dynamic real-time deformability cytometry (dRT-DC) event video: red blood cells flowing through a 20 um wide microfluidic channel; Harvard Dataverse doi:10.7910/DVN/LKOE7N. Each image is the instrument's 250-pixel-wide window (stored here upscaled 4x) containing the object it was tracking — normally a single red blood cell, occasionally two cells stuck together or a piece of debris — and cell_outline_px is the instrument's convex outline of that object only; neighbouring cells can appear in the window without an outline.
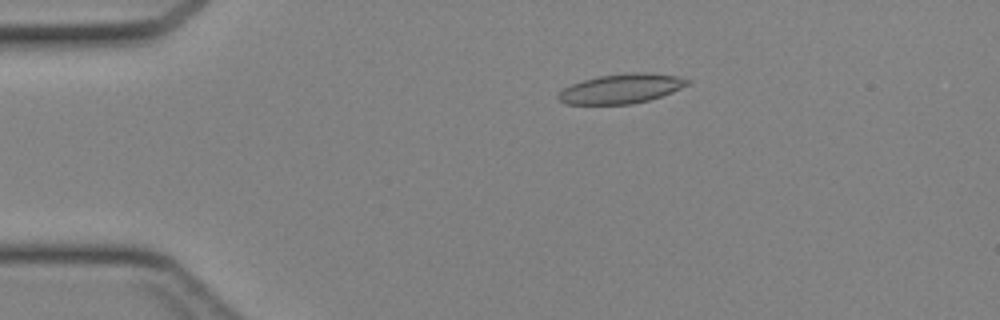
{"species": "Egyptian fruit bat (a non-hibernating species)", "species_latin": "Rousettus aegyptiacus", "temperature_condition": "cold", "stored_images_in_passage": 44, "camera_frame_rate_fps": 3000, "um_per_image_px": 0.085, "animal": {"sex": "female"}, "frame": {"image": 1, "passage_image": 9, "time_ms": 2.667, "image_size_px": [1000, 320], "cell_outline_px": [[692, 80], [688, 84], [672, 92], [648, 100], [632, 104], [568, 104], [560, 100], [556, 96], [564, 88], [572, 84], [584, 80], [600, 76], [628, 72], [648, 72], [680, 76]], "centroid_in_image_um": [52.85, 7.52], "position_along_channel_um": 32.2, "area_um2": 22.14}}
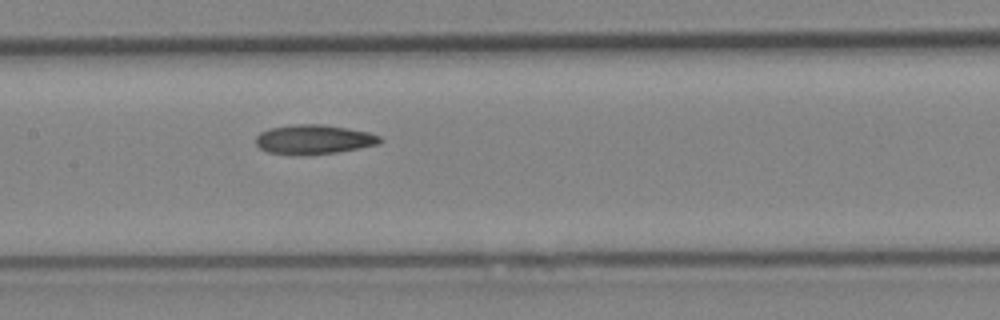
{"frame": {"image": 2, "passage_image": 22, "time_ms": 7.0, "image_size_px": [1000, 320], "cell_outline_px": [[384, 140], [380, 144], [360, 148], [336, 152], [268, 152], [260, 148], [256, 144], [256, 136], [260, 132], [268, 128], [292, 124], [324, 124], [348, 128], [368, 132], [380, 136]], "centroid_in_image_um": [26.72, 11.79], "position_along_channel_um": 180.7, "area_um2": 20.63}}
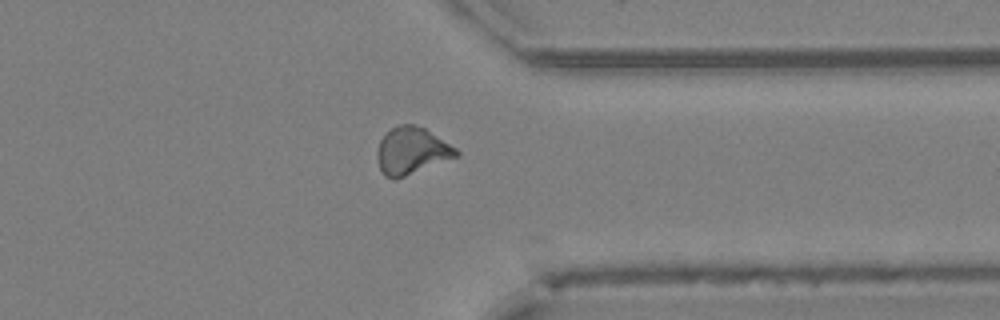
{"frame": {"image": 3, "passage_image": 35, "time_ms": 11.333, "image_size_px": [1000, 320], "cell_outline_px": [[460, 156], [404, 176], [384, 176], [380, 168], [376, 156], [376, 152], [380, 140], [396, 124], [412, 124], [424, 128], [456, 148], [460, 152]], "centroid_in_image_um": [35.0, 12.8], "position_along_channel_um": 376.4, "area_um2": 21.27}}